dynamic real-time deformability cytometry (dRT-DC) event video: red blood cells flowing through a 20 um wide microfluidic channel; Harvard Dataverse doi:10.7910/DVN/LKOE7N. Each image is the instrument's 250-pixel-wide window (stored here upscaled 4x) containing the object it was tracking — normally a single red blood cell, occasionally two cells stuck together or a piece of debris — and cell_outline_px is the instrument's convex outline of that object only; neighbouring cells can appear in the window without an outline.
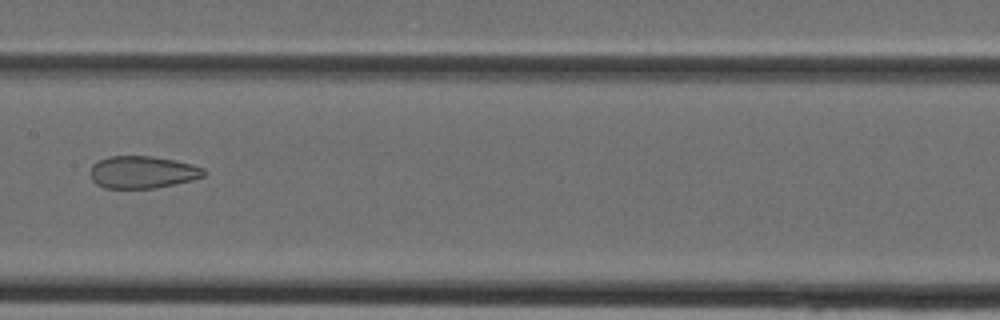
{"species": "Egyptian fruit bat (a non-hibernating species)", "species_latin": "Rousettus aegyptiacus", "temperature_condition": "cold", "stored_images_in_passage": 27, "camera_frame_rate_fps": 3000, "um_per_image_px": 0.085, "animal": {"sex": "female"}, "frame": {"image": 1, "passage_image": 8, "time_ms": 2.333, "image_size_px": [1000, 320], "cell_outline_px": [[208, 172], [204, 176], [192, 180], [156, 188], [104, 188], [96, 184], [92, 180], [88, 172], [92, 164], [108, 156], [152, 156], [176, 160], [192, 164], [204, 168]], "centroid_in_image_um": [12.1, 14.63], "position_along_channel_um": 195.3, "area_um2": 21.68}}
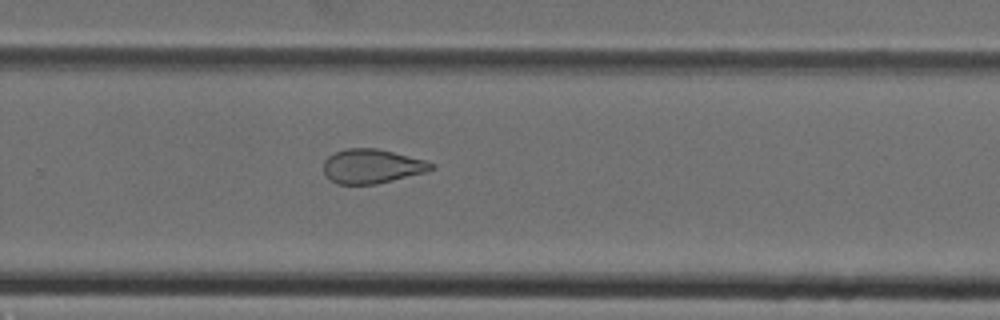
{"frame": {"image": 2, "passage_image": 14, "time_ms": 4.333, "image_size_px": [1000, 320], "cell_outline_px": [[432, 168], [424, 172], [376, 184], [336, 184], [328, 180], [324, 172], [324, 160], [328, 156], [336, 152], [348, 148], [376, 148], [424, 160], [432, 164]], "centroid_in_image_um": [31.52, 14.14], "position_along_channel_um": 298.3, "area_um2": 21.15}}
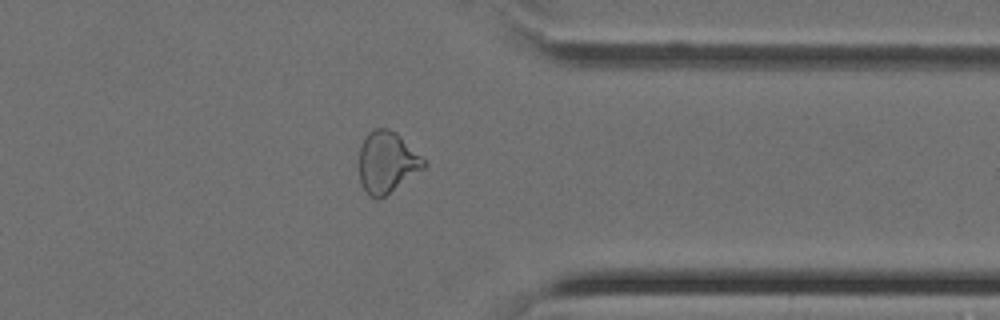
{"frame": {"image": 3, "passage_image": 19, "time_ms": 6.0, "image_size_px": [1000, 320], "cell_outline_px": [[428, 164], [424, 168], [384, 196], [376, 200], [368, 196], [360, 180], [360, 148], [368, 132], [372, 128], [388, 128], [396, 132]], "centroid_in_image_um": [32.87, 13.79], "position_along_channel_um": 378.5, "area_um2": 22.77}}